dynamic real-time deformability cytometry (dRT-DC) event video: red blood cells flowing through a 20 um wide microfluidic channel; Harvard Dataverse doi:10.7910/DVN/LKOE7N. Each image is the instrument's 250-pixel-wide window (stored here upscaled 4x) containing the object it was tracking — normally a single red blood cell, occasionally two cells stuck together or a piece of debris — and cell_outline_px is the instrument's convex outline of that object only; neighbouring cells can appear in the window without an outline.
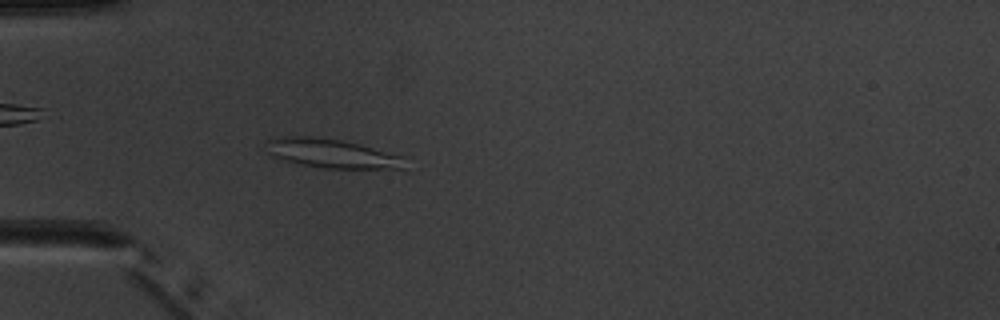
{"species": "common noctule bat (a hibernating species)", "species_latin": "Nyctalus noctula", "temperature_condition": "warm", "stored_images_in_passage": 4, "camera_frame_rate_fps": 3000, "um_per_image_px": 0.085, "animal": {"sex": "male", "body_mass_g": 20.1, "forearm_length_mm": 53.5}, "frame": {"image": 1, "passage_image": 4, "time_ms": 3.333, "image_size_px": [1000, 320], "cell_outline_px": [[404, 168], [324, 168], [300, 164], [272, 156], [268, 152], [264, 140], [284, 136], [312, 136], [340, 140], [372, 148], [400, 156]], "centroid_in_image_um": [28.06, 13.03], "position_along_channel_um": 56.9, "area_um2": 22.83}}